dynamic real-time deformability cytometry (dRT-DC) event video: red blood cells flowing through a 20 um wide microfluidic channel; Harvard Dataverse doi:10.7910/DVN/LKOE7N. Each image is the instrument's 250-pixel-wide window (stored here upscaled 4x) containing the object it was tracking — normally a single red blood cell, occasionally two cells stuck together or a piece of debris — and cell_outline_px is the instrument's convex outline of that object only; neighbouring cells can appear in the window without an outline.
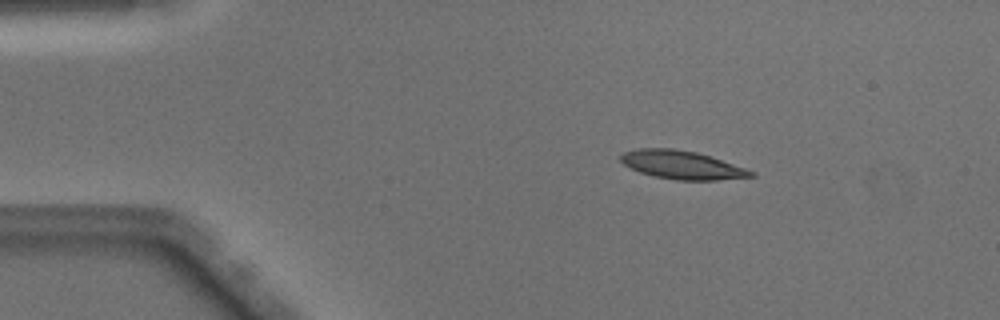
{"species": "Egyptian fruit bat (a non-hibernating species)", "species_latin": "Rousettus aegyptiacus", "temperature_condition": "warm", "stored_images_in_passage": 42, "camera_frame_rate_fps": 3000, "um_per_image_px": 0.085, "animal": {"sex": "male"}, "frame": {"image": 1, "passage_image": 1, "time_ms": 0.0, "image_size_px": [1000, 320], "cell_outline_px": [[756, 176], [716, 180], [676, 180], [656, 176], [640, 172], [624, 164], [620, 160], [620, 156], [624, 152], [636, 148], [672, 148], [696, 152], [756, 172]], "centroid_in_image_um": [57.94, 14.01], "position_along_channel_um": 27.1, "area_um2": 21.21}}
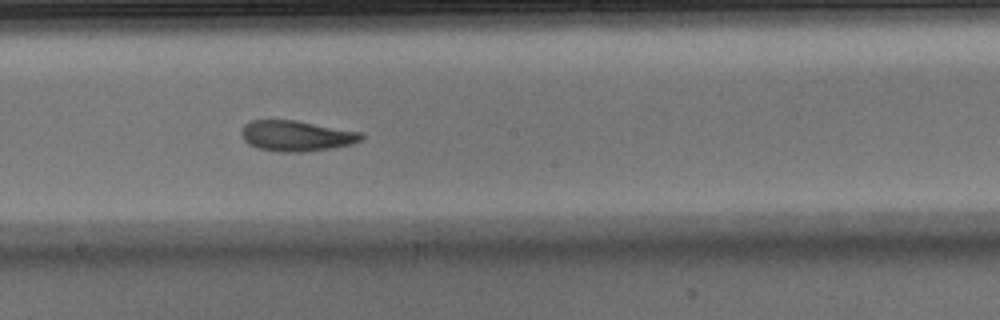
{"frame": {"image": 2, "passage_image": 20, "time_ms": 6.333, "image_size_px": [1000, 320], "cell_outline_px": [[364, 136], [360, 140], [352, 144], [332, 148], [304, 152], [280, 152], [260, 148], [248, 144], [240, 136], [240, 128], [248, 120], [296, 120], [360, 132]], "centroid_in_image_um": [25.13, 11.54], "position_along_channel_um": 223.1, "area_um2": 21.5}}
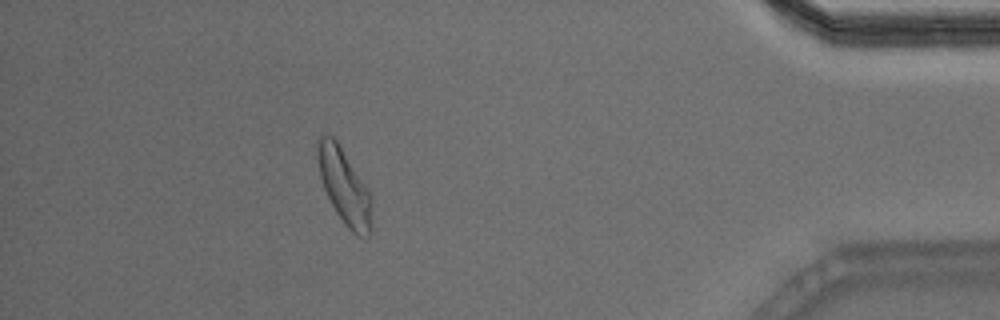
{"frame": {"image": 3, "passage_image": 37, "time_ms": 12.0, "image_size_px": [1000, 320], "cell_outline_px": [[372, 224], [368, 236], [356, 236], [344, 224], [336, 212], [324, 188], [320, 176], [316, 156], [316, 140], [324, 132], [332, 136], [336, 140], [368, 188], [372, 200]], "centroid_in_image_um": [29.26, 15.83], "position_along_channel_um": 405.9, "area_um2": 23.93}, "authors_computed_cell_mechanics": {"area_um2": 21.8484, "velocity_mm_per_s": 4.0741, "shape_relaxation_time_tau1_ms": 3.6046, "shape_relaxation_time_tau2_ms": 2.7632, "deformation_change_tau1": 0.1728, "deformation_change_tau2": 0.1127}}